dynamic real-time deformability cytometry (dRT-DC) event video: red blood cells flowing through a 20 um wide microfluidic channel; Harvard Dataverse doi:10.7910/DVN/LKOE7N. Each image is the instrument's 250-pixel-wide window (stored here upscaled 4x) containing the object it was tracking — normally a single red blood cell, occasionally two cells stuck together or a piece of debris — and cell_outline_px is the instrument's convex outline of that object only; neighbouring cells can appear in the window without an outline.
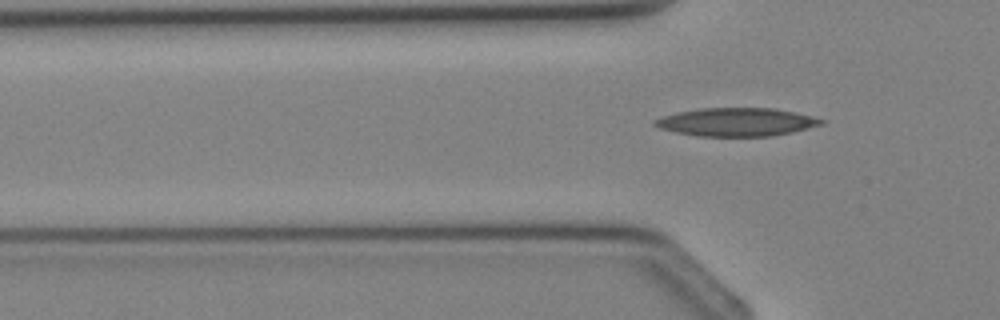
{"species": "Egyptian fruit bat (a non-hibernating species)", "species_latin": "Rousettus aegyptiacus", "temperature_condition": "cold", "stored_images_in_passage": 2, "camera_frame_rate_fps": 3000, "um_per_image_px": 0.085, "animal": {"sex": "female"}, "frame": {"image": 1, "passage_image": 2, "time_ms": 1.333, "image_size_px": [1000, 320], "cell_outline_px": [[828, 120], [824, 124], [792, 132], [772, 136], [696, 136], [676, 132], [660, 128], [652, 124], [652, 120], [660, 116], [676, 112], [700, 108], [772, 108], [796, 112]], "centroid_in_image_um": [62.6, 10.37], "position_along_channel_um": 63.2, "area_um2": 27.69}}